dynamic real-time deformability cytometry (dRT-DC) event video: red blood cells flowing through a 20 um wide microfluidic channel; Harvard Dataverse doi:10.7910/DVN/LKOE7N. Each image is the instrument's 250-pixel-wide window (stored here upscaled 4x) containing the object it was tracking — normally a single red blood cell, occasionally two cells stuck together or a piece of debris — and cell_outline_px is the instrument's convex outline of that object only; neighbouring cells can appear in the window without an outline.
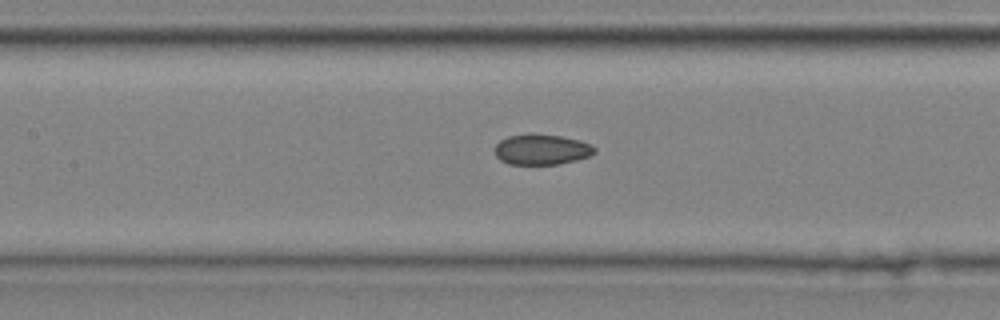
{"species": "common noctule bat (a hibernating species)", "species_latin": "Nyctalus noctula", "temperature_condition": "cold", "stored_images_in_passage": 30, "camera_frame_rate_fps": 3000, "um_per_image_px": 0.085, "animal": {"sex": "male", "body_mass_g": 20.4}, "frame": {"image": 1, "passage_image": 5, "time_ms": 1.333, "image_size_px": [1000, 320], "cell_outline_px": [[596, 152], [588, 156], [576, 160], [556, 164], [508, 164], [500, 160], [496, 156], [496, 144], [500, 140], [508, 136], [528, 132], [560, 136], [580, 140], [592, 144], [596, 148]], "centroid_in_image_um": [46.03, 12.68], "position_along_channel_um": 161.4, "area_um2": 17.92}}
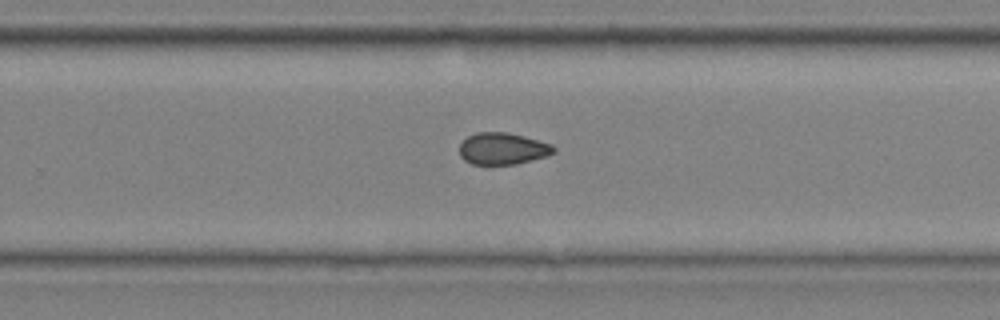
{"frame": {"image": 2, "passage_image": 15, "time_ms": 4.667, "image_size_px": [1000, 320], "cell_outline_px": [[556, 152], [548, 156], [516, 164], [472, 164], [464, 160], [460, 156], [460, 144], [468, 136], [476, 132], [508, 132], [524, 136], [552, 144], [556, 148]], "centroid_in_image_um": [42.75, 12.63], "position_along_channel_um": 287.0, "area_um2": 17.57}}
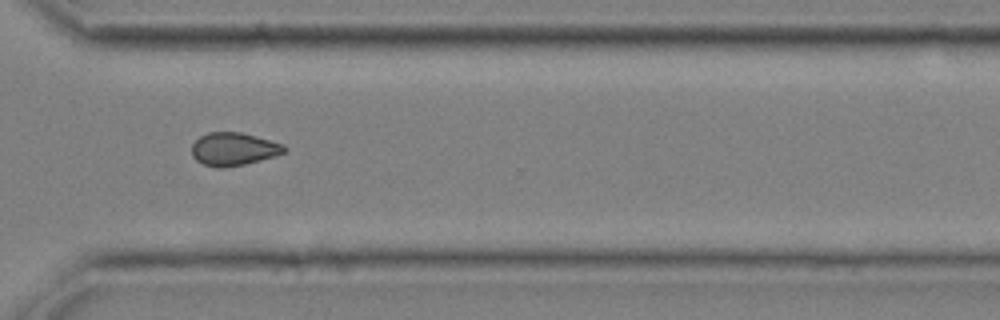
{"frame": {"image": 3, "passage_image": 20, "time_ms": 6.333, "image_size_px": [1000, 320], "cell_outline_px": [[288, 148], [284, 152], [272, 156], [244, 164], [224, 168], [216, 168], [204, 164], [196, 160], [192, 156], [192, 144], [200, 136], [208, 132], [240, 132], [256, 136], [284, 144]], "centroid_in_image_um": [19.83, 12.66], "position_along_channel_um": 350.8, "area_um2": 17.69}}